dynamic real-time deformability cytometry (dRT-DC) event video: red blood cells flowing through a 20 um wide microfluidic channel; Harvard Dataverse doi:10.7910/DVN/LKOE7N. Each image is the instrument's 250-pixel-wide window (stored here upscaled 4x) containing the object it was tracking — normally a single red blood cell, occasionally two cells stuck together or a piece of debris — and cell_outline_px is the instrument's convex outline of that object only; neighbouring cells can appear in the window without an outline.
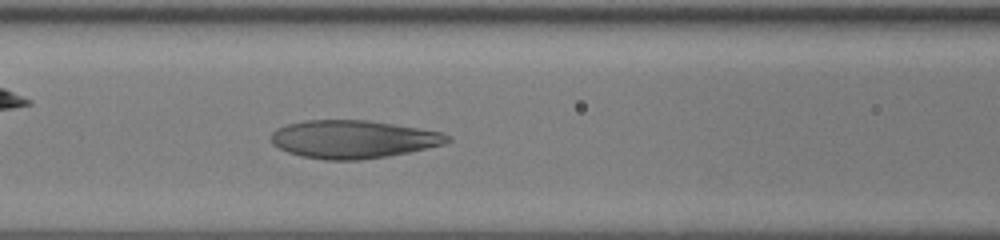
{"species": "human", "species_latin": "Homo sapiens", "temperature_condition": "room temperature", "stored_images_in_passage": 52, "camera_frame_rate_fps": 3000, "um_per_image_px": 0.085, "donor": {"sex": "female"}, "frame": {"image": 1, "passage_image": 22, "time_ms": 7.0, "image_size_px": [1000, 240], "cell_outline_px": [[452, 140], [444, 144], [408, 152], [388, 156], [360, 160], [324, 160], [300, 156], [288, 152], [272, 144], [272, 132], [276, 128], [288, 124], [304, 120], [368, 120], [420, 128], [444, 132], [452, 136]], "centroid_in_image_um": [30.04, 11.83], "position_along_channel_um": 136.6, "area_um2": 39.25}}
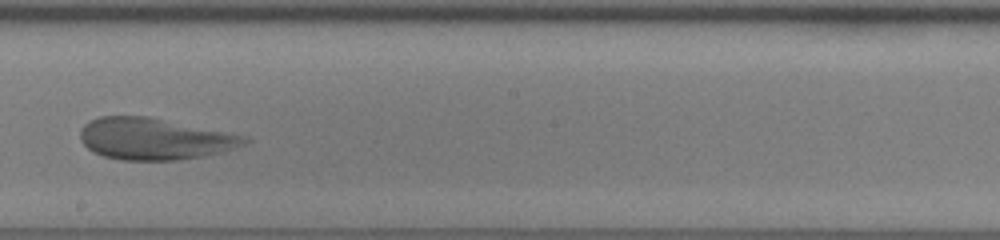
{"frame": {"image": 2, "passage_image": 30, "time_ms": 9.667, "image_size_px": [1000, 240], "cell_outline_px": [[252, 140], [244, 144], [220, 152], [180, 160], [120, 160], [104, 156], [92, 152], [80, 140], [80, 128], [84, 124], [100, 116], [148, 116], [252, 136]], "centroid_in_image_um": [13.15, 11.79], "position_along_channel_um": 235.0, "area_um2": 40.17}}
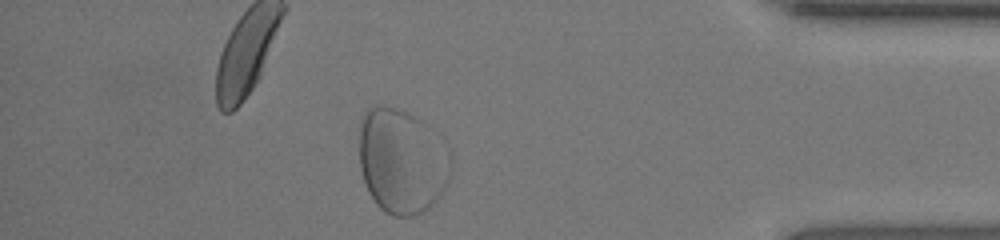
{"frame": {"image": 3, "passage_image": 46, "time_ms": 15.0, "image_size_px": [1000, 240], "cell_outline_px": [[452, 168], [448, 180], [440, 196], [428, 208], [412, 216], [392, 216], [384, 212], [376, 204], [368, 192], [364, 184], [360, 168], [360, 116], [368, 108], [384, 104], [408, 112], [424, 120], [428, 124], [448, 148], [452, 156]], "centroid_in_image_um": [34.16, 13.67], "position_along_channel_um": 401.0, "area_um2": 57.05}}